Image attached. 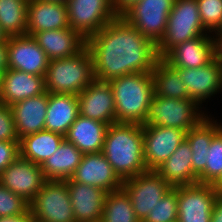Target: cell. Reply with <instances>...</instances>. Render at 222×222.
Here are the masks:
<instances>
[{"mask_svg": "<svg viewBox=\"0 0 222 222\" xmlns=\"http://www.w3.org/2000/svg\"><path fill=\"white\" fill-rule=\"evenodd\" d=\"M43 1H53V2H60V3H66L67 0H43Z\"/></svg>", "mask_w": 222, "mask_h": 222, "instance_id": "obj_46", "label": "cell"}, {"mask_svg": "<svg viewBox=\"0 0 222 222\" xmlns=\"http://www.w3.org/2000/svg\"><path fill=\"white\" fill-rule=\"evenodd\" d=\"M96 80L151 72L159 57L156 45L122 17L108 23L86 40Z\"/></svg>", "mask_w": 222, "mask_h": 222, "instance_id": "obj_1", "label": "cell"}, {"mask_svg": "<svg viewBox=\"0 0 222 222\" xmlns=\"http://www.w3.org/2000/svg\"><path fill=\"white\" fill-rule=\"evenodd\" d=\"M210 222H222V195L221 194H218V197L215 201Z\"/></svg>", "mask_w": 222, "mask_h": 222, "instance_id": "obj_42", "label": "cell"}, {"mask_svg": "<svg viewBox=\"0 0 222 222\" xmlns=\"http://www.w3.org/2000/svg\"><path fill=\"white\" fill-rule=\"evenodd\" d=\"M44 76L32 75L8 68L2 73L0 103H14L44 93Z\"/></svg>", "mask_w": 222, "mask_h": 222, "instance_id": "obj_22", "label": "cell"}, {"mask_svg": "<svg viewBox=\"0 0 222 222\" xmlns=\"http://www.w3.org/2000/svg\"><path fill=\"white\" fill-rule=\"evenodd\" d=\"M202 109L192 99L154 96L148 106L143 126H164L188 132L208 115Z\"/></svg>", "mask_w": 222, "mask_h": 222, "instance_id": "obj_5", "label": "cell"}, {"mask_svg": "<svg viewBox=\"0 0 222 222\" xmlns=\"http://www.w3.org/2000/svg\"><path fill=\"white\" fill-rule=\"evenodd\" d=\"M186 85L189 98L202 106L206 99L222 92V66L213 59L198 68H174Z\"/></svg>", "mask_w": 222, "mask_h": 222, "instance_id": "obj_15", "label": "cell"}, {"mask_svg": "<svg viewBox=\"0 0 222 222\" xmlns=\"http://www.w3.org/2000/svg\"><path fill=\"white\" fill-rule=\"evenodd\" d=\"M48 100L49 93L45 91L10 106L19 140L45 129Z\"/></svg>", "mask_w": 222, "mask_h": 222, "instance_id": "obj_21", "label": "cell"}, {"mask_svg": "<svg viewBox=\"0 0 222 222\" xmlns=\"http://www.w3.org/2000/svg\"><path fill=\"white\" fill-rule=\"evenodd\" d=\"M101 222H140L123 188L106 195Z\"/></svg>", "mask_w": 222, "mask_h": 222, "instance_id": "obj_32", "label": "cell"}, {"mask_svg": "<svg viewBox=\"0 0 222 222\" xmlns=\"http://www.w3.org/2000/svg\"><path fill=\"white\" fill-rule=\"evenodd\" d=\"M27 0H0V26L9 36L26 35Z\"/></svg>", "mask_w": 222, "mask_h": 222, "instance_id": "obj_31", "label": "cell"}, {"mask_svg": "<svg viewBox=\"0 0 222 222\" xmlns=\"http://www.w3.org/2000/svg\"><path fill=\"white\" fill-rule=\"evenodd\" d=\"M95 79L93 59L85 47L74 56L49 61L44 76L45 90L79 95Z\"/></svg>", "mask_w": 222, "mask_h": 222, "instance_id": "obj_4", "label": "cell"}, {"mask_svg": "<svg viewBox=\"0 0 222 222\" xmlns=\"http://www.w3.org/2000/svg\"><path fill=\"white\" fill-rule=\"evenodd\" d=\"M69 27L86 40L118 18L113 0H67Z\"/></svg>", "mask_w": 222, "mask_h": 222, "instance_id": "obj_8", "label": "cell"}, {"mask_svg": "<svg viewBox=\"0 0 222 222\" xmlns=\"http://www.w3.org/2000/svg\"><path fill=\"white\" fill-rule=\"evenodd\" d=\"M162 59L173 68H198L214 59L213 35L198 36L172 47Z\"/></svg>", "mask_w": 222, "mask_h": 222, "instance_id": "obj_18", "label": "cell"}, {"mask_svg": "<svg viewBox=\"0 0 222 222\" xmlns=\"http://www.w3.org/2000/svg\"><path fill=\"white\" fill-rule=\"evenodd\" d=\"M207 115L186 132V141L192 150V169L198 176L207 164V154L213 137L222 129V123Z\"/></svg>", "mask_w": 222, "mask_h": 222, "instance_id": "obj_27", "label": "cell"}, {"mask_svg": "<svg viewBox=\"0 0 222 222\" xmlns=\"http://www.w3.org/2000/svg\"><path fill=\"white\" fill-rule=\"evenodd\" d=\"M175 0H140L121 17L157 45L166 31Z\"/></svg>", "mask_w": 222, "mask_h": 222, "instance_id": "obj_9", "label": "cell"}, {"mask_svg": "<svg viewBox=\"0 0 222 222\" xmlns=\"http://www.w3.org/2000/svg\"><path fill=\"white\" fill-rule=\"evenodd\" d=\"M108 82L115 101V122L144 125L154 97L152 73L123 75Z\"/></svg>", "mask_w": 222, "mask_h": 222, "instance_id": "obj_3", "label": "cell"}, {"mask_svg": "<svg viewBox=\"0 0 222 222\" xmlns=\"http://www.w3.org/2000/svg\"><path fill=\"white\" fill-rule=\"evenodd\" d=\"M214 41V59L222 66V32L212 34Z\"/></svg>", "mask_w": 222, "mask_h": 222, "instance_id": "obj_40", "label": "cell"}, {"mask_svg": "<svg viewBox=\"0 0 222 222\" xmlns=\"http://www.w3.org/2000/svg\"><path fill=\"white\" fill-rule=\"evenodd\" d=\"M33 37L49 60L74 56L86 47V39L70 27L37 32Z\"/></svg>", "mask_w": 222, "mask_h": 222, "instance_id": "obj_23", "label": "cell"}, {"mask_svg": "<svg viewBox=\"0 0 222 222\" xmlns=\"http://www.w3.org/2000/svg\"><path fill=\"white\" fill-rule=\"evenodd\" d=\"M29 209L28 201L0 184V217L21 215Z\"/></svg>", "mask_w": 222, "mask_h": 222, "instance_id": "obj_36", "label": "cell"}, {"mask_svg": "<svg viewBox=\"0 0 222 222\" xmlns=\"http://www.w3.org/2000/svg\"><path fill=\"white\" fill-rule=\"evenodd\" d=\"M201 22L211 34L222 26V0H196Z\"/></svg>", "mask_w": 222, "mask_h": 222, "instance_id": "obj_35", "label": "cell"}, {"mask_svg": "<svg viewBox=\"0 0 222 222\" xmlns=\"http://www.w3.org/2000/svg\"><path fill=\"white\" fill-rule=\"evenodd\" d=\"M64 139L63 135L45 129L22 137L19 140L20 157L42 166Z\"/></svg>", "mask_w": 222, "mask_h": 222, "instance_id": "obj_29", "label": "cell"}, {"mask_svg": "<svg viewBox=\"0 0 222 222\" xmlns=\"http://www.w3.org/2000/svg\"><path fill=\"white\" fill-rule=\"evenodd\" d=\"M30 212L38 222H76L66 181L46 180L30 202Z\"/></svg>", "mask_w": 222, "mask_h": 222, "instance_id": "obj_7", "label": "cell"}, {"mask_svg": "<svg viewBox=\"0 0 222 222\" xmlns=\"http://www.w3.org/2000/svg\"><path fill=\"white\" fill-rule=\"evenodd\" d=\"M154 96L173 99H191L179 73L162 58H159L151 71Z\"/></svg>", "mask_w": 222, "mask_h": 222, "instance_id": "obj_30", "label": "cell"}, {"mask_svg": "<svg viewBox=\"0 0 222 222\" xmlns=\"http://www.w3.org/2000/svg\"><path fill=\"white\" fill-rule=\"evenodd\" d=\"M68 187L73 214L76 222H101L104 202L108 194L103 189L65 180Z\"/></svg>", "mask_w": 222, "mask_h": 222, "instance_id": "obj_19", "label": "cell"}, {"mask_svg": "<svg viewBox=\"0 0 222 222\" xmlns=\"http://www.w3.org/2000/svg\"><path fill=\"white\" fill-rule=\"evenodd\" d=\"M19 156V142L0 141V173Z\"/></svg>", "mask_w": 222, "mask_h": 222, "instance_id": "obj_38", "label": "cell"}, {"mask_svg": "<svg viewBox=\"0 0 222 222\" xmlns=\"http://www.w3.org/2000/svg\"><path fill=\"white\" fill-rule=\"evenodd\" d=\"M122 188L130 197L137 219L143 222L172 186L156 170H148L123 180Z\"/></svg>", "mask_w": 222, "mask_h": 222, "instance_id": "obj_10", "label": "cell"}, {"mask_svg": "<svg viewBox=\"0 0 222 222\" xmlns=\"http://www.w3.org/2000/svg\"><path fill=\"white\" fill-rule=\"evenodd\" d=\"M77 98L81 116L108 125L115 123V101L109 82L95 79Z\"/></svg>", "mask_w": 222, "mask_h": 222, "instance_id": "obj_17", "label": "cell"}, {"mask_svg": "<svg viewBox=\"0 0 222 222\" xmlns=\"http://www.w3.org/2000/svg\"><path fill=\"white\" fill-rule=\"evenodd\" d=\"M78 115L77 95L49 93L45 130L65 136Z\"/></svg>", "mask_w": 222, "mask_h": 222, "instance_id": "obj_26", "label": "cell"}, {"mask_svg": "<svg viewBox=\"0 0 222 222\" xmlns=\"http://www.w3.org/2000/svg\"><path fill=\"white\" fill-rule=\"evenodd\" d=\"M101 152L122 180L148 171L144 159L143 125L119 122L108 125Z\"/></svg>", "mask_w": 222, "mask_h": 222, "instance_id": "obj_2", "label": "cell"}, {"mask_svg": "<svg viewBox=\"0 0 222 222\" xmlns=\"http://www.w3.org/2000/svg\"><path fill=\"white\" fill-rule=\"evenodd\" d=\"M2 72L0 71V94H1Z\"/></svg>", "mask_w": 222, "mask_h": 222, "instance_id": "obj_47", "label": "cell"}, {"mask_svg": "<svg viewBox=\"0 0 222 222\" xmlns=\"http://www.w3.org/2000/svg\"><path fill=\"white\" fill-rule=\"evenodd\" d=\"M196 0H175L168 16L166 31L156 45L157 54L162 58L175 45L206 35Z\"/></svg>", "mask_w": 222, "mask_h": 222, "instance_id": "obj_6", "label": "cell"}, {"mask_svg": "<svg viewBox=\"0 0 222 222\" xmlns=\"http://www.w3.org/2000/svg\"><path fill=\"white\" fill-rule=\"evenodd\" d=\"M7 40H8V36L6 35V33L2 30L0 26V43L7 42Z\"/></svg>", "mask_w": 222, "mask_h": 222, "instance_id": "obj_45", "label": "cell"}, {"mask_svg": "<svg viewBox=\"0 0 222 222\" xmlns=\"http://www.w3.org/2000/svg\"><path fill=\"white\" fill-rule=\"evenodd\" d=\"M108 124L78 115L64 138L83 154L101 152Z\"/></svg>", "mask_w": 222, "mask_h": 222, "instance_id": "obj_24", "label": "cell"}, {"mask_svg": "<svg viewBox=\"0 0 222 222\" xmlns=\"http://www.w3.org/2000/svg\"><path fill=\"white\" fill-rule=\"evenodd\" d=\"M217 197L212 184L177 186V222H210Z\"/></svg>", "mask_w": 222, "mask_h": 222, "instance_id": "obj_11", "label": "cell"}, {"mask_svg": "<svg viewBox=\"0 0 222 222\" xmlns=\"http://www.w3.org/2000/svg\"><path fill=\"white\" fill-rule=\"evenodd\" d=\"M214 189L217 191L218 194L222 195V174L220 177L212 184Z\"/></svg>", "mask_w": 222, "mask_h": 222, "instance_id": "obj_44", "label": "cell"}, {"mask_svg": "<svg viewBox=\"0 0 222 222\" xmlns=\"http://www.w3.org/2000/svg\"><path fill=\"white\" fill-rule=\"evenodd\" d=\"M206 160L205 169L198 175V183L213 184L222 174V129L213 137Z\"/></svg>", "mask_w": 222, "mask_h": 222, "instance_id": "obj_33", "label": "cell"}, {"mask_svg": "<svg viewBox=\"0 0 222 222\" xmlns=\"http://www.w3.org/2000/svg\"><path fill=\"white\" fill-rule=\"evenodd\" d=\"M8 69L7 42L0 43V71L4 73Z\"/></svg>", "mask_w": 222, "mask_h": 222, "instance_id": "obj_43", "label": "cell"}, {"mask_svg": "<svg viewBox=\"0 0 222 222\" xmlns=\"http://www.w3.org/2000/svg\"><path fill=\"white\" fill-rule=\"evenodd\" d=\"M83 155L73 143L64 139L58 149L41 166L45 180L70 179L81 163Z\"/></svg>", "mask_w": 222, "mask_h": 222, "instance_id": "obj_28", "label": "cell"}, {"mask_svg": "<svg viewBox=\"0 0 222 222\" xmlns=\"http://www.w3.org/2000/svg\"><path fill=\"white\" fill-rule=\"evenodd\" d=\"M45 181L42 167L20 156L0 173V184L29 203Z\"/></svg>", "mask_w": 222, "mask_h": 222, "instance_id": "obj_14", "label": "cell"}, {"mask_svg": "<svg viewBox=\"0 0 222 222\" xmlns=\"http://www.w3.org/2000/svg\"><path fill=\"white\" fill-rule=\"evenodd\" d=\"M191 160L192 150L185 140L156 171L172 187L197 184L198 176L193 172Z\"/></svg>", "mask_w": 222, "mask_h": 222, "instance_id": "obj_25", "label": "cell"}, {"mask_svg": "<svg viewBox=\"0 0 222 222\" xmlns=\"http://www.w3.org/2000/svg\"><path fill=\"white\" fill-rule=\"evenodd\" d=\"M177 187H172L157 202L143 222H177L178 221Z\"/></svg>", "mask_w": 222, "mask_h": 222, "instance_id": "obj_34", "label": "cell"}, {"mask_svg": "<svg viewBox=\"0 0 222 222\" xmlns=\"http://www.w3.org/2000/svg\"><path fill=\"white\" fill-rule=\"evenodd\" d=\"M8 68L32 75L45 76L49 58L31 35L9 36Z\"/></svg>", "mask_w": 222, "mask_h": 222, "instance_id": "obj_13", "label": "cell"}, {"mask_svg": "<svg viewBox=\"0 0 222 222\" xmlns=\"http://www.w3.org/2000/svg\"><path fill=\"white\" fill-rule=\"evenodd\" d=\"M140 0H113V9L121 17L128 9Z\"/></svg>", "mask_w": 222, "mask_h": 222, "instance_id": "obj_39", "label": "cell"}, {"mask_svg": "<svg viewBox=\"0 0 222 222\" xmlns=\"http://www.w3.org/2000/svg\"><path fill=\"white\" fill-rule=\"evenodd\" d=\"M186 139V131L164 126H143L145 165L156 170Z\"/></svg>", "mask_w": 222, "mask_h": 222, "instance_id": "obj_12", "label": "cell"}, {"mask_svg": "<svg viewBox=\"0 0 222 222\" xmlns=\"http://www.w3.org/2000/svg\"><path fill=\"white\" fill-rule=\"evenodd\" d=\"M0 141L19 142L11 107L0 103Z\"/></svg>", "mask_w": 222, "mask_h": 222, "instance_id": "obj_37", "label": "cell"}, {"mask_svg": "<svg viewBox=\"0 0 222 222\" xmlns=\"http://www.w3.org/2000/svg\"><path fill=\"white\" fill-rule=\"evenodd\" d=\"M72 181L99 187L107 193L122 188L123 180L102 154L86 153L70 178Z\"/></svg>", "mask_w": 222, "mask_h": 222, "instance_id": "obj_16", "label": "cell"}, {"mask_svg": "<svg viewBox=\"0 0 222 222\" xmlns=\"http://www.w3.org/2000/svg\"><path fill=\"white\" fill-rule=\"evenodd\" d=\"M69 28L66 3L31 0L27 4V35Z\"/></svg>", "mask_w": 222, "mask_h": 222, "instance_id": "obj_20", "label": "cell"}, {"mask_svg": "<svg viewBox=\"0 0 222 222\" xmlns=\"http://www.w3.org/2000/svg\"><path fill=\"white\" fill-rule=\"evenodd\" d=\"M32 220L30 209L21 215L0 217V222H31Z\"/></svg>", "mask_w": 222, "mask_h": 222, "instance_id": "obj_41", "label": "cell"}]
</instances>
